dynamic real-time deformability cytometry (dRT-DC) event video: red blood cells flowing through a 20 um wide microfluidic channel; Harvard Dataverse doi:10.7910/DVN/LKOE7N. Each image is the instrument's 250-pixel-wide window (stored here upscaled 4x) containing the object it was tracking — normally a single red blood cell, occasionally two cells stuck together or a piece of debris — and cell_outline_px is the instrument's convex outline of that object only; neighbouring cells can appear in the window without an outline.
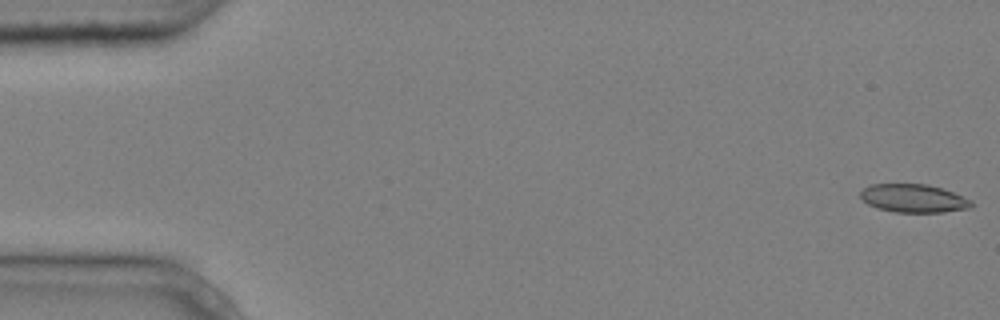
{"species": "common noctule bat (a hibernating species)", "species_latin": "Nyctalus noctula", "temperature_condition": "cold", "stored_images_in_passage": 5, "camera_frame_rate_fps": 3000, "um_per_image_px": 0.085, "animal": {"sex": "male", "body_mass_g": 20.4}, "frame": {"image": 1, "passage_image": 1, "time_ms": 0.0, "image_size_px": [1000, 320], "cell_outline_px": [[972, 208], [944, 212], [896, 212], [876, 208], [868, 204], [860, 196], [860, 192], [868, 184], [928, 184], [944, 188], [972, 200]], "centroid_in_image_um": [77.67, 16.85], "position_along_channel_um": 7.3, "area_um2": 18.44}}
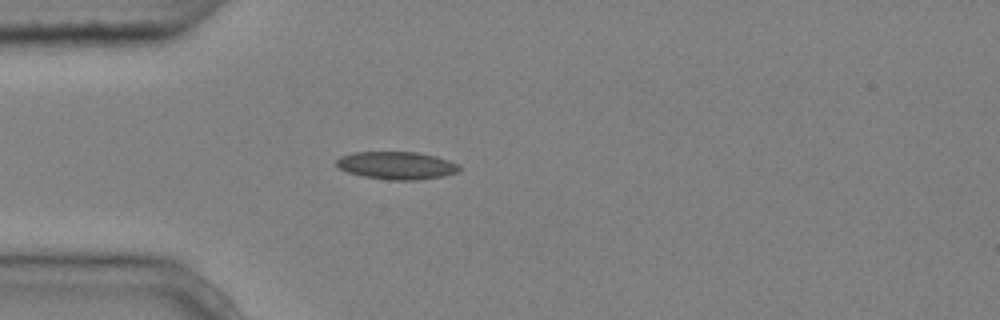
{"frame": {"image": 2, "passage_image": 5, "time_ms": 1.333, "image_size_px": [1000, 320], "cell_outline_px": [[460, 172], [440, 176], [416, 180], [388, 180], [364, 176], [348, 172], [340, 168], [336, 164], [336, 160], [340, 156], [352, 152], [416, 152], [436, 156], [460, 164]], "centroid_in_image_um": [33.72, 14.06], "position_along_channel_um": 51.3, "area_um2": 19.83}}